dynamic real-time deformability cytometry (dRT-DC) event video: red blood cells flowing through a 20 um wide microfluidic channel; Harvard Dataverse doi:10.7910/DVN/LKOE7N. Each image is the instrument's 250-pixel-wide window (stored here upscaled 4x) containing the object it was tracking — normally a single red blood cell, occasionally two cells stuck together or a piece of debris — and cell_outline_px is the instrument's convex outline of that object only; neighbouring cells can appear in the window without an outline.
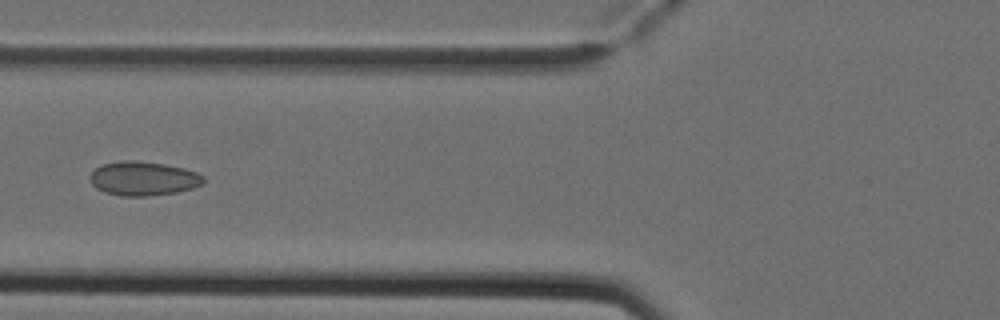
{"species": "Egyptian fruit bat (a non-hibernating species)", "species_latin": "Rousettus aegyptiacus", "temperature_condition": "cold", "stored_images_in_passage": 6, "camera_frame_rate_fps": 3000, "um_per_image_px": 0.085, "animal": {"sex": "female"}, "frame": {"image": 1, "passage_image": 6, "time_ms": 1.667, "image_size_px": [1000, 320], "cell_outline_px": [[204, 180], [200, 184], [192, 188], [176, 192], [148, 196], [120, 196], [104, 192], [96, 188], [92, 184], [88, 176], [100, 164], [120, 160], [136, 160], [164, 164], [184, 168], [196, 172], [204, 176]], "centroid_in_image_um": [12.13, 15.16], "position_along_channel_um": 113.7, "area_um2": 22.66}}